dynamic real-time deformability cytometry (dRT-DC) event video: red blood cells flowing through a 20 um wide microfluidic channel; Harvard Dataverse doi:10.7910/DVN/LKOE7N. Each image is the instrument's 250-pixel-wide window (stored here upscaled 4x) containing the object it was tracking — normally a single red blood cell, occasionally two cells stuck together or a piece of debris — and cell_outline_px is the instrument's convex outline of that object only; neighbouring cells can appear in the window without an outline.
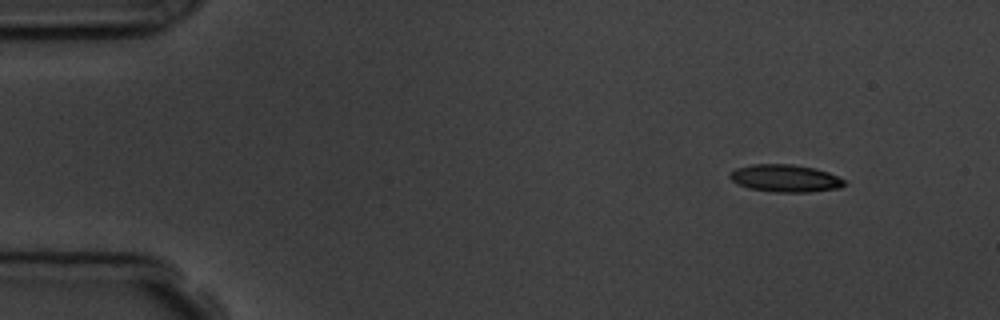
{"species": "common noctule bat (a hibernating species)", "species_latin": "Nyctalus noctula", "temperature_condition": "room temperature", "stored_images_in_passage": 5, "camera_frame_rate_fps": 3000, "um_per_image_px": 0.085, "animal": {"sex": "male", "body_mass_g": 19.5, "forearm_length_mm": 54.6}, "frame": {"image": 1, "passage_image": 1, "time_ms": 0.0, "image_size_px": [1000, 320], "cell_outline_px": [[848, 184], [840, 188], [812, 192], [776, 192], [748, 188], [732, 180], [728, 176], [736, 168], [752, 164], [792, 164], [816, 168], [828, 172], [848, 180]], "centroid_in_image_um": [66.83, 15.15], "position_along_channel_um": 18.2, "area_um2": 18.5}}
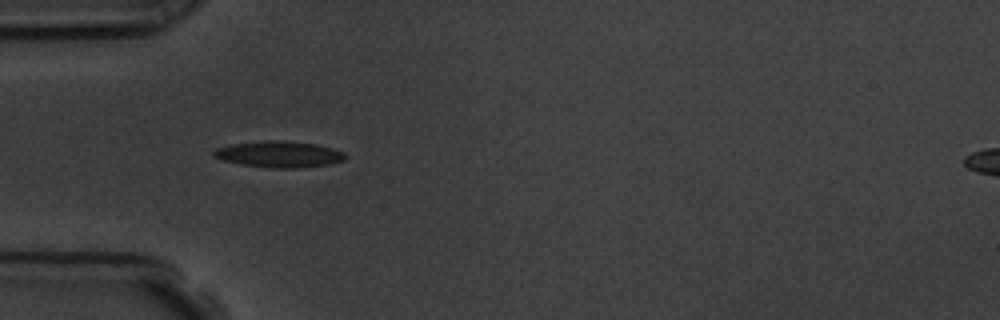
{"frame": {"image": 2, "passage_image": 4, "time_ms": 3.667, "image_size_px": [1000, 320], "cell_outline_px": [[348, 156], [344, 160], [328, 164], [300, 168], [280, 168], [240, 164], [224, 160], [212, 156], [212, 152], [216, 148], [232, 144], [272, 140], [284, 140], [316, 144], [332, 148], [344, 152]], "centroid_in_image_um": [23.75, 13.11], "position_along_channel_um": 61.3, "area_um2": 20.0}}